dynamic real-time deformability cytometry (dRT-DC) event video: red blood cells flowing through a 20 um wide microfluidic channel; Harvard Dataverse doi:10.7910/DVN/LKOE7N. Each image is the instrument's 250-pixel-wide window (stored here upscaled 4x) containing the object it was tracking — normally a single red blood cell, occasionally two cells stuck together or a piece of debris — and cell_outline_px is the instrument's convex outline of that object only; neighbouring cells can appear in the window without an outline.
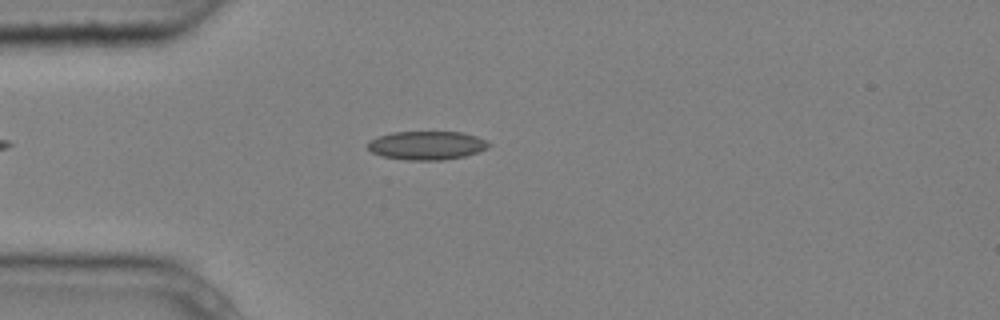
{"species": "common noctule bat (a hibernating species)", "species_latin": "Nyctalus noctula", "temperature_condition": "cold", "stored_images_in_passage": 4, "camera_frame_rate_fps": 3000, "um_per_image_px": 0.085, "animal": {"sex": "male", "body_mass_g": 20.4}, "frame": {"image": 1, "passage_image": 3, "time_ms": 0.667, "image_size_px": [1000, 320], "cell_outline_px": [[492, 144], [488, 148], [464, 156], [444, 160], [408, 160], [380, 156], [372, 152], [368, 148], [368, 140], [392, 132], [460, 132], [476, 136], [488, 140]], "centroid_in_image_um": [36.29, 12.36], "position_along_channel_um": 48.7, "area_um2": 20.23}}